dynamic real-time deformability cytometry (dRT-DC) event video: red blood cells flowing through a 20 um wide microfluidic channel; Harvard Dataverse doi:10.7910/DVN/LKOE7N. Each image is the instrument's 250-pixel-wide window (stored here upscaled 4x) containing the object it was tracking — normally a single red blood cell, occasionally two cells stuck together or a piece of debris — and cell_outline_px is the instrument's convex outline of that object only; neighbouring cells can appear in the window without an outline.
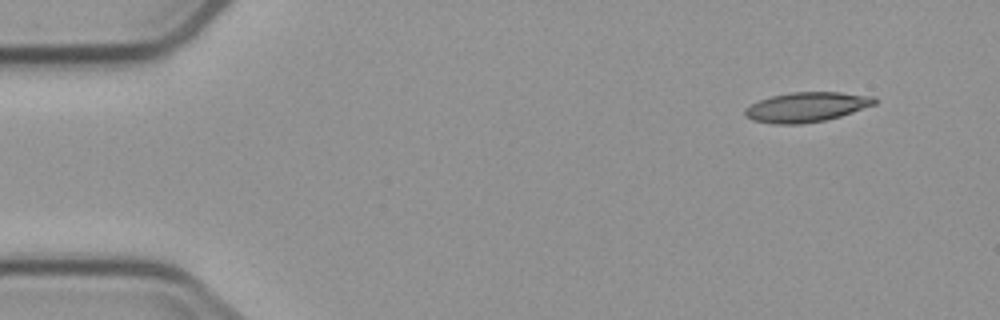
{"species": "common noctule bat (a hibernating species)", "species_latin": "Nyctalus noctula", "temperature_condition": "cold", "stored_images_in_passage": 5, "camera_frame_rate_fps": 3000, "um_per_image_px": 0.085, "animal": {"sex": "male", "body_mass_g": 23.1, "forearm_length_mm": 52.7}, "frame": {"image": 1, "passage_image": 1, "time_ms": 0.0, "image_size_px": [1000, 320], "cell_outline_px": [[876, 104], [840, 116], [824, 120], [800, 124], [772, 124], [752, 120], [744, 116], [744, 108], [760, 100], [772, 96], [792, 92], [840, 92], [876, 96]], "centroid_in_image_um": [68.55, 9.1], "position_along_channel_um": 16.5, "area_um2": 22.48}}
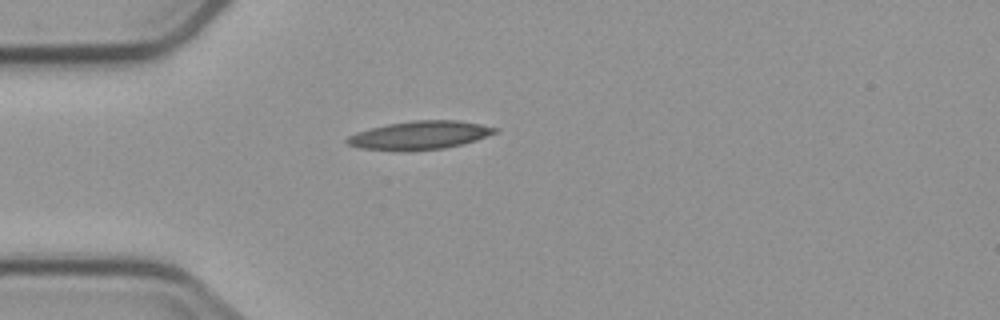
{"frame": {"image": 2, "passage_image": 4, "time_ms": 3.333, "image_size_px": [1000, 320], "cell_outline_px": [[496, 132], [476, 140], [444, 148], [404, 152], [360, 148], [348, 144], [344, 140], [348, 136], [356, 132], [388, 124], [412, 120], [456, 120], [480, 124], [496, 128]], "centroid_in_image_um": [35.61, 11.5], "position_along_channel_um": 49.4, "area_um2": 24.39}}